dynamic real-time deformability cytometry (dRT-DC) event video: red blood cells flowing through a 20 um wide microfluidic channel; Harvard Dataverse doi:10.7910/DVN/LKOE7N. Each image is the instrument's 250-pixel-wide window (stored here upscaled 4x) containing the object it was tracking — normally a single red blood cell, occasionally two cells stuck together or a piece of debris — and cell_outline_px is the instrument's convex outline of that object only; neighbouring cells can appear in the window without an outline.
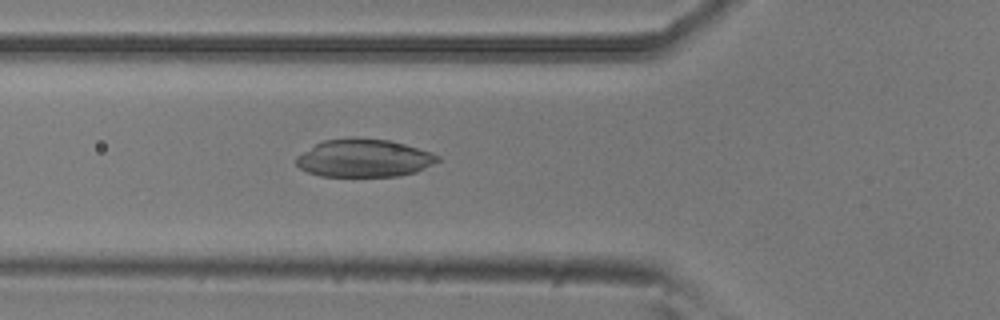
{"species": "common noctule bat (a hibernating species)", "species_latin": "Nyctalus noctula", "temperature_condition": "room temperature", "stored_images_in_passage": 52, "camera_frame_rate_fps": 3000, "um_per_image_px": 0.085, "animal": {"sex": "male", "body_mass_g": 20.5, "forearm_length_mm": 52.5}, "frame": {"image": 1, "passage_image": 18, "time_ms": 5.667, "image_size_px": [1000, 320], "cell_outline_px": [[440, 160], [416, 172], [396, 176], [320, 176], [308, 172], [300, 168], [296, 164], [296, 156], [316, 144], [324, 140], [348, 136], [352, 136], [392, 140], [432, 152], [440, 156]], "centroid_in_image_um": [30.94, 13.42], "position_along_channel_um": 94.9, "area_um2": 31.56}}
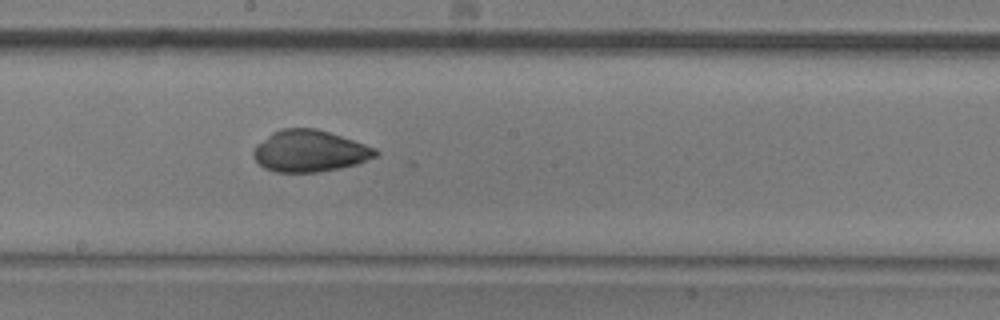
{"frame": {"image": 2, "passage_image": 28, "time_ms": 9.0, "image_size_px": [1000, 320], "cell_outline_px": [[380, 152], [376, 156], [356, 164], [340, 168], [316, 172], [276, 172], [264, 168], [252, 156], [252, 152], [256, 144], [272, 132], [280, 128], [316, 128], [376, 148]], "centroid_in_image_um": [26.28, 12.83], "position_along_channel_um": 221.9, "area_um2": 29.54}}
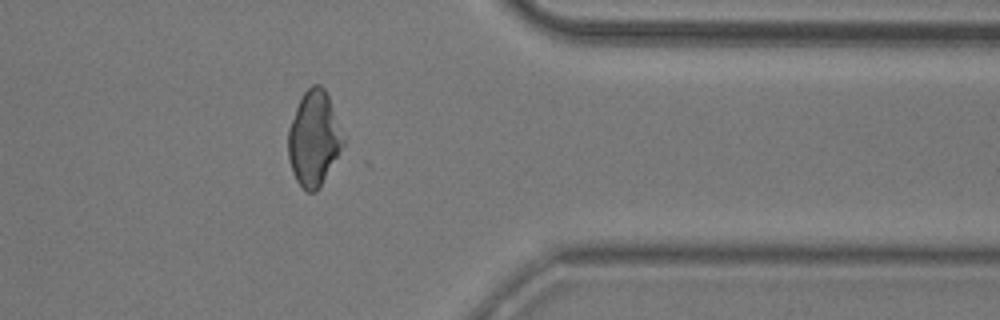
{"frame": {"image": 3, "passage_image": 42, "time_ms": 13.667, "image_size_px": [1000, 320], "cell_outline_px": [[344, 144], [320, 188], [316, 192], [308, 192], [296, 180], [292, 172], [288, 156], [288, 128], [296, 108], [304, 92], [312, 84], [320, 84], [324, 88], [328, 96], [344, 140]], "centroid_in_image_um": [26.66, 11.8], "position_along_channel_um": 384.7, "area_um2": 30.0}}